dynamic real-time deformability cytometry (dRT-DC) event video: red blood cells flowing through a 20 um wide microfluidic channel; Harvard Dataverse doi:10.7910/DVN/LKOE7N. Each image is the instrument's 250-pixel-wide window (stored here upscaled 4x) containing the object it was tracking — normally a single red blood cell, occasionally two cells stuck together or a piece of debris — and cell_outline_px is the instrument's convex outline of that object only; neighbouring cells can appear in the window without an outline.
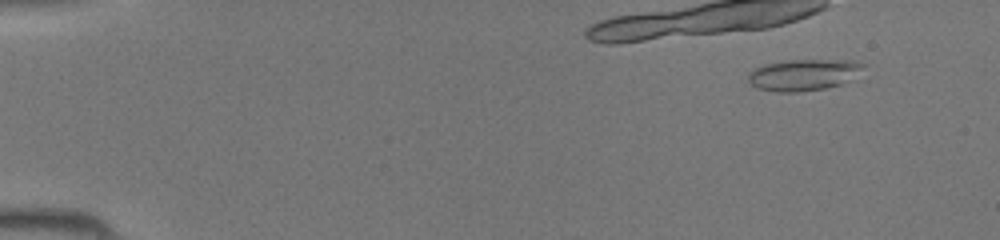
{"species": "common noctule bat (a hibernating species)", "species_latin": "Nyctalus noctula", "temperature_condition": "room temperature", "stored_images_in_passage": 16, "camera_frame_rate_fps": 3000, "um_per_image_px": 0.085, "animal": {"sex": "female", "body_mass_g": 19.5, "forearm_length_mm": 54.1}, "frame": {"image": 1, "passage_image": 5, "time_ms": 1.333, "image_size_px": [1000, 240], "cell_outline_px": [[864, 64], [860, 68], [840, 84], [824, 88], [796, 92], [776, 92], [756, 88], [748, 80], [748, 72], [764, 64], [788, 60], [852, 60]], "centroid_in_image_um": [68.17, 6.35], "position_along_channel_um": 16.8, "area_um2": 20.46}}